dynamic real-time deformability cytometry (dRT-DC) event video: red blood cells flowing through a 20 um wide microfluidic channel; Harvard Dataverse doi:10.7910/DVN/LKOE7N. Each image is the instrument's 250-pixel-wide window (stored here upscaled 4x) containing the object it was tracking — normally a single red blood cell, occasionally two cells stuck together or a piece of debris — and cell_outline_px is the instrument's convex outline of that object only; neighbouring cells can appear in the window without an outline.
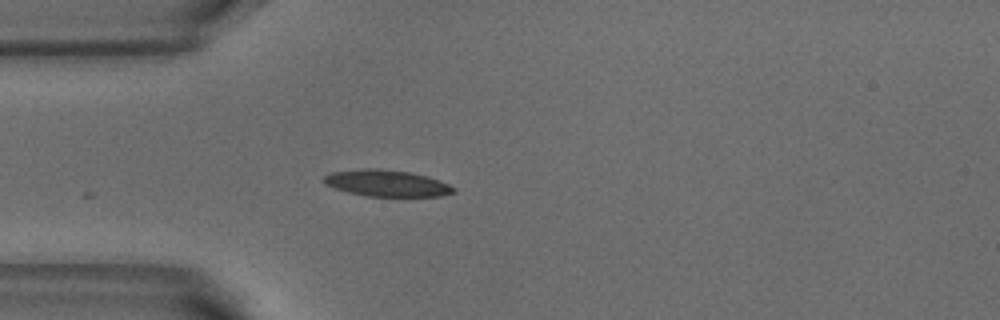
{"species": "common noctule bat (a hibernating species)", "species_latin": "Nyctalus noctula", "temperature_condition": "warm", "stored_images_in_passage": 3, "camera_frame_rate_fps": 3000, "um_per_image_px": 0.085, "animal": {"sex": "male", "body_mass_g": 18.8}, "frame": {"image": 1, "passage_image": 3, "time_ms": 0.667, "image_size_px": [1000, 320], "cell_outline_px": [[456, 192], [440, 196], [368, 196], [348, 192], [324, 184], [320, 180], [324, 176], [332, 172], [364, 168], [376, 168], [408, 172], [428, 176], [440, 180], [456, 188]], "centroid_in_image_um": [32.87, 15.57], "position_along_channel_um": 52.1, "area_um2": 20.06}}